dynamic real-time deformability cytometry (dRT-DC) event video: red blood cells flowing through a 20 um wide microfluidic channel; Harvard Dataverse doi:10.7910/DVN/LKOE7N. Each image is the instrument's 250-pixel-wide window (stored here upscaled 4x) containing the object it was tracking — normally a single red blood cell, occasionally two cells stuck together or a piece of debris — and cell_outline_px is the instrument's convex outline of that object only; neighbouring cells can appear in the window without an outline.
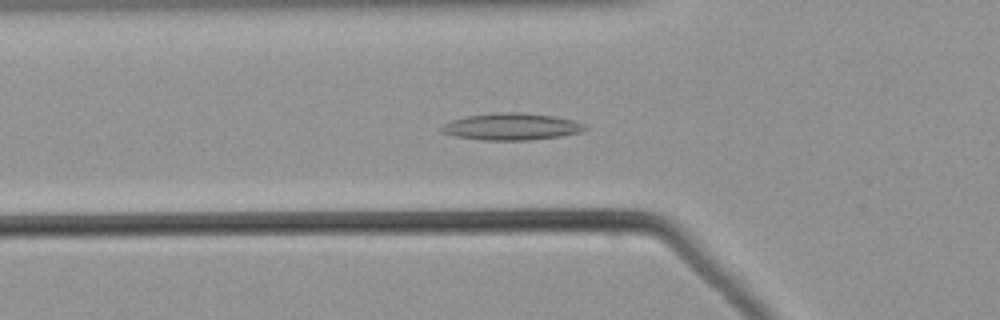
{"species": "common noctule bat (a hibernating species)", "species_latin": "Nyctalus noctula", "temperature_condition": "warm", "stored_images_in_passage": 55, "camera_frame_rate_fps": 3000, "um_per_image_px": 0.085, "animal": {"sex": "male", "body_mass_g": 21.5, "forearm_length_mm": 52.0}, "frame": {"image": 1, "passage_image": 20, "time_ms": 6.333, "image_size_px": [1000, 320], "cell_outline_px": [[588, 128], [580, 132], [560, 136], [528, 140], [480, 140], [456, 136], [440, 132], [440, 128], [444, 124], [452, 120], [468, 116], [504, 112], [520, 112], [552, 116], [572, 120], [584, 124]], "centroid_in_image_um": [43.46, 10.77], "position_along_channel_um": 82.3, "area_um2": 22.2}}
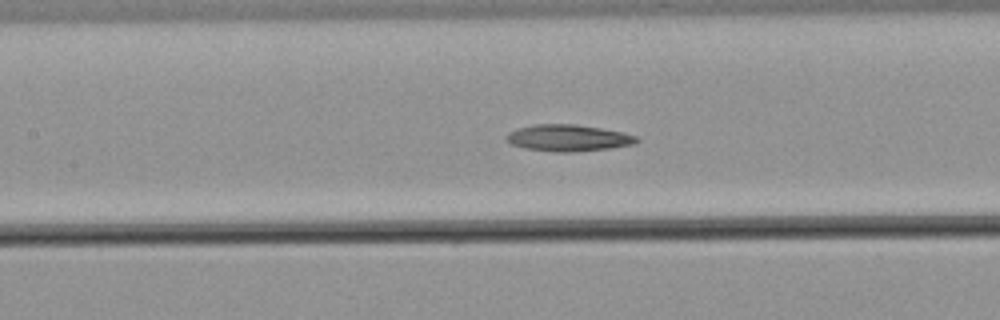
{"frame": {"image": 2, "passage_image": 26, "time_ms": 8.333, "image_size_px": [1000, 320], "cell_outline_px": [[640, 140], [632, 144], [608, 148], [572, 152], [552, 152], [524, 148], [512, 144], [504, 140], [508, 132], [516, 128], [536, 124], [576, 124], [600, 128], [620, 132], [636, 136]], "centroid_in_image_um": [48.22, 11.72], "position_along_channel_um": 159.2, "area_um2": 20.11}}
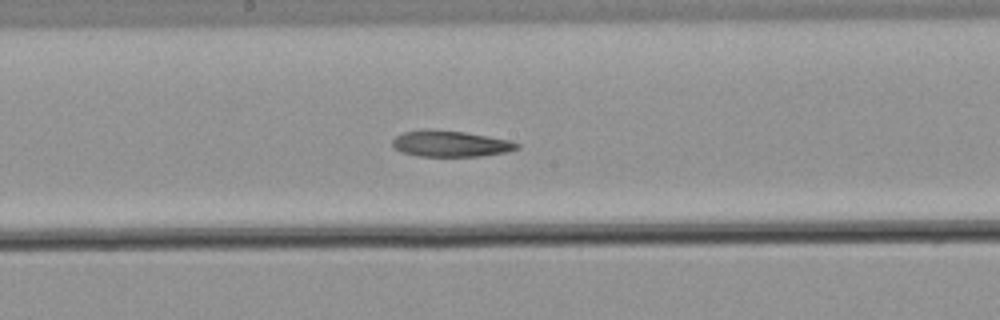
{"frame": {"image": 3, "passage_image": 30, "time_ms": 9.667, "image_size_px": [1000, 320], "cell_outline_px": [[520, 148], [504, 152], [480, 156], [416, 156], [400, 152], [392, 148], [392, 140], [396, 136], [404, 132], [428, 128], [464, 132], [488, 136], [508, 140], [520, 144]], "centroid_in_image_um": [38.22, 12.21], "position_along_channel_um": 210.0, "area_um2": 19.07}}